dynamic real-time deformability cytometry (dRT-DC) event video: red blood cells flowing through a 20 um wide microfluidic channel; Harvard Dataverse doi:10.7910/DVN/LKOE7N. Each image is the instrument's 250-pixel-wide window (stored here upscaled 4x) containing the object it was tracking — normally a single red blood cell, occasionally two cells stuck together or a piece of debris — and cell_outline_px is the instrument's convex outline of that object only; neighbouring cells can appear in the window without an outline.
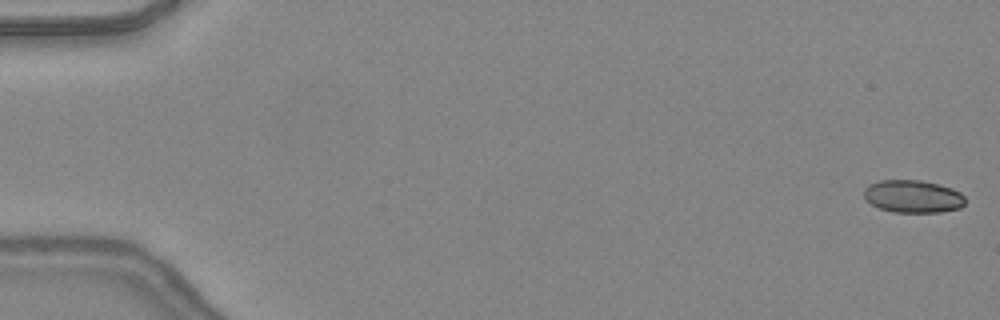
{"species": "common noctule bat (a hibernating species)", "species_latin": "Nyctalus noctula", "temperature_condition": "warm", "stored_images_in_passage": 12, "camera_frame_rate_fps": 3000, "um_per_image_px": 0.085, "animal": {"sex": "female", "body_mass_g": 24.6, "forearm_length_mm": 56.2}, "frame": {"image": 1, "passage_image": 1, "time_ms": 0.0, "image_size_px": [1000, 320], "cell_outline_px": [[964, 204], [960, 208], [940, 212], [892, 212], [880, 208], [864, 200], [864, 188], [868, 184], [880, 180], [920, 180], [952, 188], [960, 192], [964, 196]], "centroid_in_image_um": [77.57, 16.69], "position_along_channel_um": 7.4, "area_um2": 19.31}}